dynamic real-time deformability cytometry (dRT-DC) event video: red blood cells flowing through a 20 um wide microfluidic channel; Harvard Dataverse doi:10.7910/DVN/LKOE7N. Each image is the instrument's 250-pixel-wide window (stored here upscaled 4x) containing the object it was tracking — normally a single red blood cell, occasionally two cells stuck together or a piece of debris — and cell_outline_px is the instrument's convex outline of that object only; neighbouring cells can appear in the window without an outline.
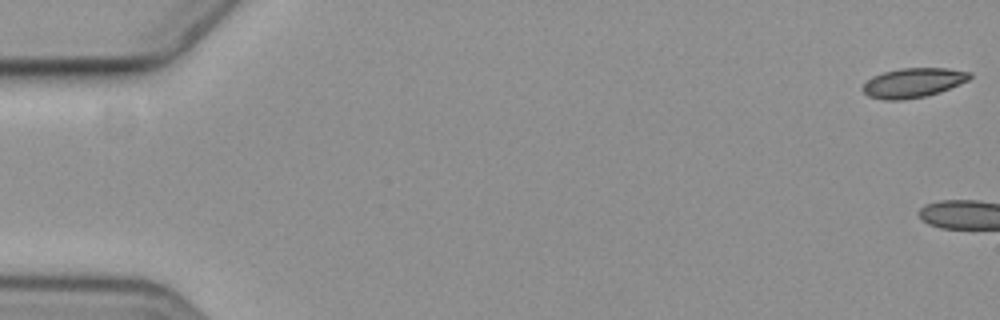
{"species": "common noctule bat (a hibernating species)", "species_latin": "Nyctalus noctula", "temperature_condition": "cold", "stored_images_in_passage": 14, "camera_frame_rate_fps": 3000, "um_per_image_px": 0.085, "animal": {"sex": "female", "body_mass_g": 19.3, "forearm_length_mm": 54.1}, "frame": {"image": 1, "passage_image": 1, "time_ms": 0.0, "image_size_px": [1000, 320], "cell_outline_px": [[972, 76], [968, 80], [940, 92], [924, 96], [904, 100], [884, 100], [868, 96], [860, 88], [872, 76], [884, 72], [900, 68], [948, 68], [972, 72]], "centroid_in_image_um": [77.61, 7.03], "position_along_channel_um": 7.4, "area_um2": 18.44}}